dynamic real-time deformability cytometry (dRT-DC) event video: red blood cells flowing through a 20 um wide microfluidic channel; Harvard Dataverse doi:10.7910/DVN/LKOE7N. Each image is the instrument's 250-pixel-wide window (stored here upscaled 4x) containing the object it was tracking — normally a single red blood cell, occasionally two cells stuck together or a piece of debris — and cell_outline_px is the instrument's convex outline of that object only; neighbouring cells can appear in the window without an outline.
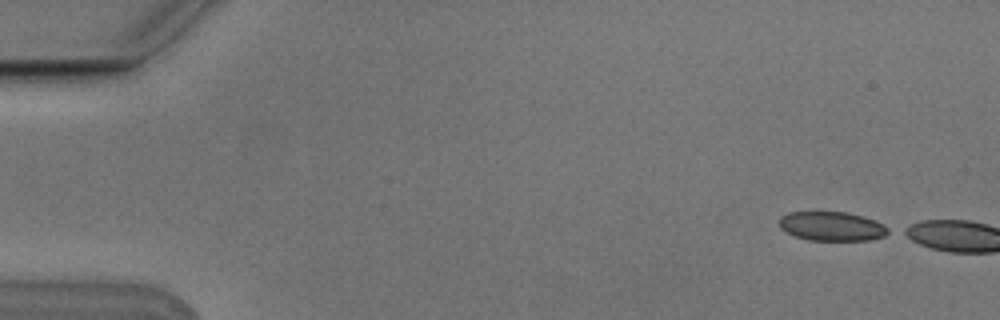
{"species": "Egyptian fruit bat (a non-hibernating species)", "species_latin": "Rousettus aegyptiacus", "temperature_condition": "cold", "stored_images_in_passage": 2, "camera_frame_rate_fps": 3000, "um_per_image_px": 0.085, "animal": {"sex": "male"}, "frame": {"image": 1, "passage_image": 1, "time_ms": 0.0, "image_size_px": [1000, 320], "cell_outline_px": [[892, 232], [884, 236], [868, 240], [808, 240], [796, 236], [780, 228], [780, 216], [788, 212], [844, 212], [864, 216], [884, 224], [892, 228]], "centroid_in_image_um": [70.77, 19.23], "position_along_channel_um": 14.2, "area_um2": 18.61}}